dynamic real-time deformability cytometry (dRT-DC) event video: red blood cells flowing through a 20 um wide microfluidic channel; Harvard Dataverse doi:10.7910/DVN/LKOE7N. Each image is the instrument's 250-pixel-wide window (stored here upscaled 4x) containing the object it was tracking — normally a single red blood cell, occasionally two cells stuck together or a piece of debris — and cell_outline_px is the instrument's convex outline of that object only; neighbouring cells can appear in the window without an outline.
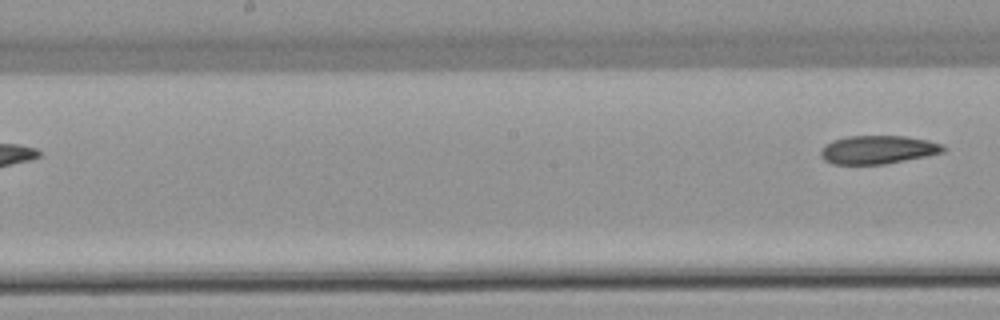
{"species": "common noctule bat (a hibernating species)", "species_latin": "Nyctalus noctula", "temperature_condition": "warm", "stored_images_in_passage": 6, "segment_of_instrument_passage": [2, 2], "camera_frame_rate_fps": 3000, "um_per_image_px": 0.085, "animal": {"sex": "female", "body_mass_g": 22.7, "forearm_length_mm": 54.2}, "frame": {"image": 1, "passage_image": 6, "time_ms": 7.0, "image_size_px": [1000, 320], "cell_outline_px": [[948, 148], [944, 152], [884, 164], [832, 164], [824, 160], [820, 156], [820, 148], [824, 144], [832, 140], [848, 136], [904, 136], [928, 140], [944, 144]], "centroid_in_image_um": [74.6, 12.72], "position_along_channel_um": 173.6, "area_um2": 20.4}}